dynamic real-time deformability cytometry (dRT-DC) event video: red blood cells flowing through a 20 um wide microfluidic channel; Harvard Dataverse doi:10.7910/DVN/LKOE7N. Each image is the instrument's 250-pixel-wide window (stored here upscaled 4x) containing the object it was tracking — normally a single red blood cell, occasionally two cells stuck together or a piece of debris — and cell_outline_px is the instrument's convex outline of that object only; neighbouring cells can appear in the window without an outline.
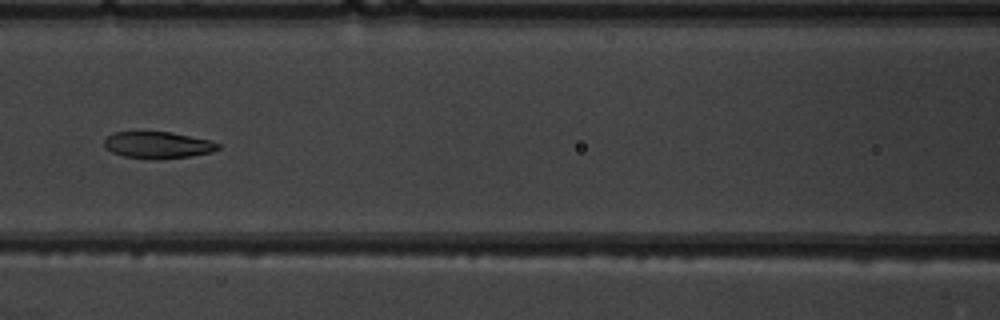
{"species": "common noctule bat (a hibernating species)", "species_latin": "Nyctalus noctula", "temperature_condition": "warm", "stored_images_in_passage": 6, "camera_frame_rate_fps": 3000, "um_per_image_px": 0.085, "animal": {"sex": "male", "body_mass_g": 19.5, "forearm_length_mm": 54.6}, "frame": {"image": 1, "passage_image": 6, "time_ms": 6.667, "image_size_px": [1000, 320], "cell_outline_px": [[220, 148], [212, 152], [192, 156], [124, 156], [112, 152], [104, 148], [104, 140], [112, 132], [172, 132], [212, 140], [220, 144]], "centroid_in_image_um": [13.44, 12.27], "position_along_channel_um": 153.2, "area_um2": 16.99}}